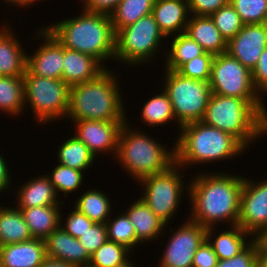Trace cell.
Listing matches in <instances>:
<instances>
[{"label":"cell","mask_w":267,"mask_h":267,"mask_svg":"<svg viewBox=\"0 0 267 267\" xmlns=\"http://www.w3.org/2000/svg\"><path fill=\"white\" fill-rule=\"evenodd\" d=\"M45 27L67 49L88 54L103 66L115 56V32L111 16L81 10L76 17L57 21Z\"/></svg>","instance_id":"cell-2"},{"label":"cell","mask_w":267,"mask_h":267,"mask_svg":"<svg viewBox=\"0 0 267 267\" xmlns=\"http://www.w3.org/2000/svg\"><path fill=\"white\" fill-rule=\"evenodd\" d=\"M46 256L64 260L76 267H88L91 256L77 238L66 233L61 226L45 239Z\"/></svg>","instance_id":"cell-17"},{"label":"cell","mask_w":267,"mask_h":267,"mask_svg":"<svg viewBox=\"0 0 267 267\" xmlns=\"http://www.w3.org/2000/svg\"><path fill=\"white\" fill-rule=\"evenodd\" d=\"M61 206L48 205L17 209H20L32 237L44 240L60 226Z\"/></svg>","instance_id":"cell-26"},{"label":"cell","mask_w":267,"mask_h":267,"mask_svg":"<svg viewBox=\"0 0 267 267\" xmlns=\"http://www.w3.org/2000/svg\"><path fill=\"white\" fill-rule=\"evenodd\" d=\"M227 227L228 229L226 231L221 230L216 236L214 235V231H218L214 229L215 227H208L206 229V239L212 245L218 260L234 257L243 251L254 239L238 225H228Z\"/></svg>","instance_id":"cell-24"},{"label":"cell","mask_w":267,"mask_h":267,"mask_svg":"<svg viewBox=\"0 0 267 267\" xmlns=\"http://www.w3.org/2000/svg\"><path fill=\"white\" fill-rule=\"evenodd\" d=\"M209 85L214 94L264 100L254 88L251 71L227 52L214 55Z\"/></svg>","instance_id":"cell-11"},{"label":"cell","mask_w":267,"mask_h":267,"mask_svg":"<svg viewBox=\"0 0 267 267\" xmlns=\"http://www.w3.org/2000/svg\"><path fill=\"white\" fill-rule=\"evenodd\" d=\"M179 228H168L170 231L166 245L163 244L162 256L158 267H192L193 257L198 247L206 239V227L185 218Z\"/></svg>","instance_id":"cell-12"},{"label":"cell","mask_w":267,"mask_h":267,"mask_svg":"<svg viewBox=\"0 0 267 267\" xmlns=\"http://www.w3.org/2000/svg\"><path fill=\"white\" fill-rule=\"evenodd\" d=\"M120 83L106 68L96 78L71 86L67 120L127 121Z\"/></svg>","instance_id":"cell-3"},{"label":"cell","mask_w":267,"mask_h":267,"mask_svg":"<svg viewBox=\"0 0 267 267\" xmlns=\"http://www.w3.org/2000/svg\"><path fill=\"white\" fill-rule=\"evenodd\" d=\"M128 209V210H127ZM124 211L134 226L136 238L144 244L166 235V225L140 197ZM157 238V239H156Z\"/></svg>","instance_id":"cell-23"},{"label":"cell","mask_w":267,"mask_h":267,"mask_svg":"<svg viewBox=\"0 0 267 267\" xmlns=\"http://www.w3.org/2000/svg\"><path fill=\"white\" fill-rule=\"evenodd\" d=\"M127 121H98L80 120L71 121L75 124V136L82 141L95 156L104 153L116 157L118 150V139L122 126ZM76 130V131H75Z\"/></svg>","instance_id":"cell-14"},{"label":"cell","mask_w":267,"mask_h":267,"mask_svg":"<svg viewBox=\"0 0 267 267\" xmlns=\"http://www.w3.org/2000/svg\"><path fill=\"white\" fill-rule=\"evenodd\" d=\"M138 120H141L148 127L167 125L171 120L176 125L177 122L174 116L172 105L168 94L162 89L161 93H157L153 97L146 100L141 108ZM175 119V120H174Z\"/></svg>","instance_id":"cell-32"},{"label":"cell","mask_w":267,"mask_h":267,"mask_svg":"<svg viewBox=\"0 0 267 267\" xmlns=\"http://www.w3.org/2000/svg\"><path fill=\"white\" fill-rule=\"evenodd\" d=\"M78 240L91 256L107 240L106 225L101 223H94L78 238Z\"/></svg>","instance_id":"cell-42"},{"label":"cell","mask_w":267,"mask_h":267,"mask_svg":"<svg viewBox=\"0 0 267 267\" xmlns=\"http://www.w3.org/2000/svg\"><path fill=\"white\" fill-rule=\"evenodd\" d=\"M178 132L173 144L175 163L184 169L194 164L225 162L246 151L235 137L202 121L186 124Z\"/></svg>","instance_id":"cell-5"},{"label":"cell","mask_w":267,"mask_h":267,"mask_svg":"<svg viewBox=\"0 0 267 267\" xmlns=\"http://www.w3.org/2000/svg\"><path fill=\"white\" fill-rule=\"evenodd\" d=\"M40 267H76V266L64 260L46 256Z\"/></svg>","instance_id":"cell-48"},{"label":"cell","mask_w":267,"mask_h":267,"mask_svg":"<svg viewBox=\"0 0 267 267\" xmlns=\"http://www.w3.org/2000/svg\"><path fill=\"white\" fill-rule=\"evenodd\" d=\"M64 221L62 210L60 213V226L62 229L74 238H79L94 222L91 221L85 214L78 211L76 208L71 210ZM65 222V223H63Z\"/></svg>","instance_id":"cell-41"},{"label":"cell","mask_w":267,"mask_h":267,"mask_svg":"<svg viewBox=\"0 0 267 267\" xmlns=\"http://www.w3.org/2000/svg\"><path fill=\"white\" fill-rule=\"evenodd\" d=\"M205 52L218 55L227 51L224 39L210 16L191 15L185 31Z\"/></svg>","instance_id":"cell-25"},{"label":"cell","mask_w":267,"mask_h":267,"mask_svg":"<svg viewBox=\"0 0 267 267\" xmlns=\"http://www.w3.org/2000/svg\"><path fill=\"white\" fill-rule=\"evenodd\" d=\"M169 50L163 55L164 68L166 70L176 71L182 64L202 55L205 51L188 34L180 33L173 35ZM167 52V53H166Z\"/></svg>","instance_id":"cell-29"},{"label":"cell","mask_w":267,"mask_h":267,"mask_svg":"<svg viewBox=\"0 0 267 267\" xmlns=\"http://www.w3.org/2000/svg\"><path fill=\"white\" fill-rule=\"evenodd\" d=\"M228 3L229 0H188L190 14L195 16H211Z\"/></svg>","instance_id":"cell-44"},{"label":"cell","mask_w":267,"mask_h":267,"mask_svg":"<svg viewBox=\"0 0 267 267\" xmlns=\"http://www.w3.org/2000/svg\"><path fill=\"white\" fill-rule=\"evenodd\" d=\"M181 169L182 167L175 163L168 170L148 176L138 182L144 190L140 198L166 225L172 222L170 220L179 210L184 192L189 190V183L184 184L186 179L182 171L185 169Z\"/></svg>","instance_id":"cell-10"},{"label":"cell","mask_w":267,"mask_h":267,"mask_svg":"<svg viewBox=\"0 0 267 267\" xmlns=\"http://www.w3.org/2000/svg\"><path fill=\"white\" fill-rule=\"evenodd\" d=\"M14 190L16 208H32L48 205H64L65 201L60 199L49 178L43 174L30 178L23 185ZM17 192V193H16ZM59 198V199H58Z\"/></svg>","instance_id":"cell-19"},{"label":"cell","mask_w":267,"mask_h":267,"mask_svg":"<svg viewBox=\"0 0 267 267\" xmlns=\"http://www.w3.org/2000/svg\"><path fill=\"white\" fill-rule=\"evenodd\" d=\"M36 32L34 39L41 38L43 45L34 54L26 53V70L31 75L62 80L63 46L45 26Z\"/></svg>","instance_id":"cell-15"},{"label":"cell","mask_w":267,"mask_h":267,"mask_svg":"<svg viewBox=\"0 0 267 267\" xmlns=\"http://www.w3.org/2000/svg\"><path fill=\"white\" fill-rule=\"evenodd\" d=\"M214 55L204 52L202 55L182 64L176 71L188 78L209 82Z\"/></svg>","instance_id":"cell-39"},{"label":"cell","mask_w":267,"mask_h":267,"mask_svg":"<svg viewBox=\"0 0 267 267\" xmlns=\"http://www.w3.org/2000/svg\"><path fill=\"white\" fill-rule=\"evenodd\" d=\"M129 124L127 120L121 128L114 158L132 179L139 182L143 178L164 172L175 164V146L172 145L173 149L168 150L164 143L142 131L144 128L135 130Z\"/></svg>","instance_id":"cell-6"},{"label":"cell","mask_w":267,"mask_h":267,"mask_svg":"<svg viewBox=\"0 0 267 267\" xmlns=\"http://www.w3.org/2000/svg\"><path fill=\"white\" fill-rule=\"evenodd\" d=\"M260 267H267V248H260Z\"/></svg>","instance_id":"cell-50"},{"label":"cell","mask_w":267,"mask_h":267,"mask_svg":"<svg viewBox=\"0 0 267 267\" xmlns=\"http://www.w3.org/2000/svg\"><path fill=\"white\" fill-rule=\"evenodd\" d=\"M198 174V175H197ZM190 177L189 219L208 228L218 224L237 225L244 176L224 172L200 171Z\"/></svg>","instance_id":"cell-1"},{"label":"cell","mask_w":267,"mask_h":267,"mask_svg":"<svg viewBox=\"0 0 267 267\" xmlns=\"http://www.w3.org/2000/svg\"><path fill=\"white\" fill-rule=\"evenodd\" d=\"M260 248H267V231L259 238Z\"/></svg>","instance_id":"cell-51"},{"label":"cell","mask_w":267,"mask_h":267,"mask_svg":"<svg viewBox=\"0 0 267 267\" xmlns=\"http://www.w3.org/2000/svg\"><path fill=\"white\" fill-rule=\"evenodd\" d=\"M264 100H244L212 93L202 122L235 137L246 149L267 134Z\"/></svg>","instance_id":"cell-4"},{"label":"cell","mask_w":267,"mask_h":267,"mask_svg":"<svg viewBox=\"0 0 267 267\" xmlns=\"http://www.w3.org/2000/svg\"><path fill=\"white\" fill-rule=\"evenodd\" d=\"M52 173L45 174L50 183L54 186L58 196L59 193L62 192V198L66 197L69 193L75 192L79 187H82L83 180L85 179L84 173L81 170L72 169L68 166H64L60 163H57L55 167H53Z\"/></svg>","instance_id":"cell-35"},{"label":"cell","mask_w":267,"mask_h":267,"mask_svg":"<svg viewBox=\"0 0 267 267\" xmlns=\"http://www.w3.org/2000/svg\"><path fill=\"white\" fill-rule=\"evenodd\" d=\"M135 264L133 265L132 262H131V259H129L126 263L122 264V265H117V266H114V267H134Z\"/></svg>","instance_id":"cell-52"},{"label":"cell","mask_w":267,"mask_h":267,"mask_svg":"<svg viewBox=\"0 0 267 267\" xmlns=\"http://www.w3.org/2000/svg\"><path fill=\"white\" fill-rule=\"evenodd\" d=\"M251 74L255 90L261 97L267 96V46L259 57V61L251 71Z\"/></svg>","instance_id":"cell-43"},{"label":"cell","mask_w":267,"mask_h":267,"mask_svg":"<svg viewBox=\"0 0 267 267\" xmlns=\"http://www.w3.org/2000/svg\"><path fill=\"white\" fill-rule=\"evenodd\" d=\"M62 80L69 86L96 78L106 68L94 57L63 47Z\"/></svg>","instance_id":"cell-21"},{"label":"cell","mask_w":267,"mask_h":267,"mask_svg":"<svg viewBox=\"0 0 267 267\" xmlns=\"http://www.w3.org/2000/svg\"><path fill=\"white\" fill-rule=\"evenodd\" d=\"M46 257L45 241L35 239L0 247V267H40Z\"/></svg>","instance_id":"cell-22"},{"label":"cell","mask_w":267,"mask_h":267,"mask_svg":"<svg viewBox=\"0 0 267 267\" xmlns=\"http://www.w3.org/2000/svg\"><path fill=\"white\" fill-rule=\"evenodd\" d=\"M151 14L166 38L184 33L191 16L188 0H155Z\"/></svg>","instance_id":"cell-18"},{"label":"cell","mask_w":267,"mask_h":267,"mask_svg":"<svg viewBox=\"0 0 267 267\" xmlns=\"http://www.w3.org/2000/svg\"><path fill=\"white\" fill-rule=\"evenodd\" d=\"M56 154L58 163L83 172L95 163V156L75 135L66 138L65 142L59 145Z\"/></svg>","instance_id":"cell-31"},{"label":"cell","mask_w":267,"mask_h":267,"mask_svg":"<svg viewBox=\"0 0 267 267\" xmlns=\"http://www.w3.org/2000/svg\"><path fill=\"white\" fill-rule=\"evenodd\" d=\"M41 0H4L3 3L5 2V5L11 4V7L17 6L21 8H28L30 5H35L34 3L40 2ZM7 3V4H6ZM13 3V4H12Z\"/></svg>","instance_id":"cell-49"},{"label":"cell","mask_w":267,"mask_h":267,"mask_svg":"<svg viewBox=\"0 0 267 267\" xmlns=\"http://www.w3.org/2000/svg\"><path fill=\"white\" fill-rule=\"evenodd\" d=\"M163 90L168 94L178 125L202 121L212 95L209 82L185 77L177 71L164 69Z\"/></svg>","instance_id":"cell-8"},{"label":"cell","mask_w":267,"mask_h":267,"mask_svg":"<svg viewBox=\"0 0 267 267\" xmlns=\"http://www.w3.org/2000/svg\"><path fill=\"white\" fill-rule=\"evenodd\" d=\"M132 252L126 247L106 240L92 255L88 267H114L126 263Z\"/></svg>","instance_id":"cell-36"},{"label":"cell","mask_w":267,"mask_h":267,"mask_svg":"<svg viewBox=\"0 0 267 267\" xmlns=\"http://www.w3.org/2000/svg\"><path fill=\"white\" fill-rule=\"evenodd\" d=\"M244 24L267 23V0H229Z\"/></svg>","instance_id":"cell-38"},{"label":"cell","mask_w":267,"mask_h":267,"mask_svg":"<svg viewBox=\"0 0 267 267\" xmlns=\"http://www.w3.org/2000/svg\"><path fill=\"white\" fill-rule=\"evenodd\" d=\"M217 262L212 245L205 239L194 254L192 267H216Z\"/></svg>","instance_id":"cell-45"},{"label":"cell","mask_w":267,"mask_h":267,"mask_svg":"<svg viewBox=\"0 0 267 267\" xmlns=\"http://www.w3.org/2000/svg\"><path fill=\"white\" fill-rule=\"evenodd\" d=\"M166 37L160 31L152 14L141 17L134 24L115 33L114 62L134 65L152 64L153 58L165 42ZM150 61V62H149ZM140 64V65H139Z\"/></svg>","instance_id":"cell-7"},{"label":"cell","mask_w":267,"mask_h":267,"mask_svg":"<svg viewBox=\"0 0 267 267\" xmlns=\"http://www.w3.org/2000/svg\"><path fill=\"white\" fill-rule=\"evenodd\" d=\"M155 0H121L114 12L110 15L112 27L118 30L134 24L141 17L152 13Z\"/></svg>","instance_id":"cell-33"},{"label":"cell","mask_w":267,"mask_h":267,"mask_svg":"<svg viewBox=\"0 0 267 267\" xmlns=\"http://www.w3.org/2000/svg\"><path fill=\"white\" fill-rule=\"evenodd\" d=\"M23 79L25 108L30 106L36 122L47 124L66 119L70 87L63 80L31 75L27 70Z\"/></svg>","instance_id":"cell-9"},{"label":"cell","mask_w":267,"mask_h":267,"mask_svg":"<svg viewBox=\"0 0 267 267\" xmlns=\"http://www.w3.org/2000/svg\"><path fill=\"white\" fill-rule=\"evenodd\" d=\"M254 180L244 176L237 225L259 239L267 231V178Z\"/></svg>","instance_id":"cell-13"},{"label":"cell","mask_w":267,"mask_h":267,"mask_svg":"<svg viewBox=\"0 0 267 267\" xmlns=\"http://www.w3.org/2000/svg\"><path fill=\"white\" fill-rule=\"evenodd\" d=\"M84 192L77 197L72 208L85 214L94 223L105 224L113 212L112 202L108 195L102 190L92 188Z\"/></svg>","instance_id":"cell-28"},{"label":"cell","mask_w":267,"mask_h":267,"mask_svg":"<svg viewBox=\"0 0 267 267\" xmlns=\"http://www.w3.org/2000/svg\"><path fill=\"white\" fill-rule=\"evenodd\" d=\"M23 76H0V111L9 117L21 116L25 109ZM3 111V113H2Z\"/></svg>","instance_id":"cell-30"},{"label":"cell","mask_w":267,"mask_h":267,"mask_svg":"<svg viewBox=\"0 0 267 267\" xmlns=\"http://www.w3.org/2000/svg\"><path fill=\"white\" fill-rule=\"evenodd\" d=\"M216 267H260V241L252 242L230 259L218 260Z\"/></svg>","instance_id":"cell-40"},{"label":"cell","mask_w":267,"mask_h":267,"mask_svg":"<svg viewBox=\"0 0 267 267\" xmlns=\"http://www.w3.org/2000/svg\"><path fill=\"white\" fill-rule=\"evenodd\" d=\"M0 205V244L8 245L32 240L20 209Z\"/></svg>","instance_id":"cell-27"},{"label":"cell","mask_w":267,"mask_h":267,"mask_svg":"<svg viewBox=\"0 0 267 267\" xmlns=\"http://www.w3.org/2000/svg\"><path fill=\"white\" fill-rule=\"evenodd\" d=\"M83 10L111 15L121 0H80Z\"/></svg>","instance_id":"cell-46"},{"label":"cell","mask_w":267,"mask_h":267,"mask_svg":"<svg viewBox=\"0 0 267 267\" xmlns=\"http://www.w3.org/2000/svg\"><path fill=\"white\" fill-rule=\"evenodd\" d=\"M113 218V219H112ZM107 240L113 241L129 249L134 254V249L137 245L142 244L137 238L133 224L126 213L121 212V215L110 217L106 223ZM134 248V249H133Z\"/></svg>","instance_id":"cell-34"},{"label":"cell","mask_w":267,"mask_h":267,"mask_svg":"<svg viewBox=\"0 0 267 267\" xmlns=\"http://www.w3.org/2000/svg\"><path fill=\"white\" fill-rule=\"evenodd\" d=\"M267 46V23L244 24L227 42V53L252 71Z\"/></svg>","instance_id":"cell-16"},{"label":"cell","mask_w":267,"mask_h":267,"mask_svg":"<svg viewBox=\"0 0 267 267\" xmlns=\"http://www.w3.org/2000/svg\"><path fill=\"white\" fill-rule=\"evenodd\" d=\"M3 153H0V193H4L6 191L11 190V188H14L13 185V178H11L10 173V166H7V160L3 156ZM11 186V187H10Z\"/></svg>","instance_id":"cell-47"},{"label":"cell","mask_w":267,"mask_h":267,"mask_svg":"<svg viewBox=\"0 0 267 267\" xmlns=\"http://www.w3.org/2000/svg\"><path fill=\"white\" fill-rule=\"evenodd\" d=\"M210 17L227 42L234 38L244 26L239 14L230 3L214 12Z\"/></svg>","instance_id":"cell-37"},{"label":"cell","mask_w":267,"mask_h":267,"mask_svg":"<svg viewBox=\"0 0 267 267\" xmlns=\"http://www.w3.org/2000/svg\"><path fill=\"white\" fill-rule=\"evenodd\" d=\"M8 23L0 27V76H24L27 52Z\"/></svg>","instance_id":"cell-20"}]
</instances>
